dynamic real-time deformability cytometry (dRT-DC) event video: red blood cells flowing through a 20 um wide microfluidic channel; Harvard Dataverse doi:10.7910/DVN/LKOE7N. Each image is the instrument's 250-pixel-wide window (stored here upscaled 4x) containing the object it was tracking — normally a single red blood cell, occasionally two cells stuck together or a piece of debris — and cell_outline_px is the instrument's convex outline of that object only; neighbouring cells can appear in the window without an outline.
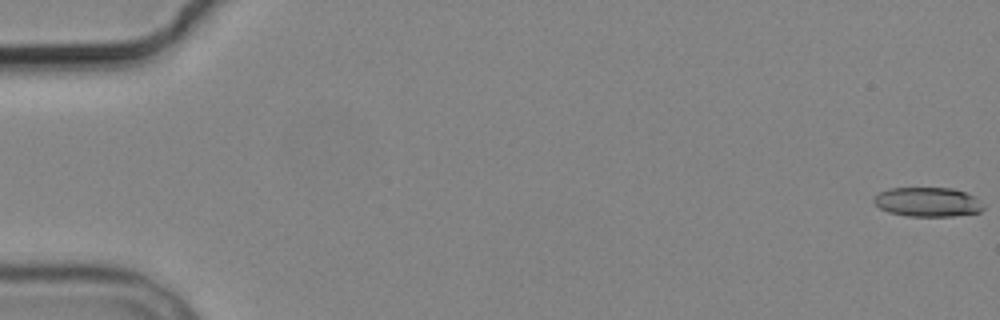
{"species": "common noctule bat (a hibernating species)", "species_latin": "Nyctalus noctula", "temperature_condition": "cold", "stored_images_in_passage": 5, "camera_frame_rate_fps": 3000, "um_per_image_px": 0.085, "animal": {"sex": "male", "body_mass_g": 19.2, "forearm_length_mm": 51.8}, "frame": {"image": 1, "passage_image": 1, "time_ms": 0.0, "image_size_px": [1000, 320], "cell_outline_px": [[984, 208], [980, 212], [952, 216], [908, 216], [888, 212], [880, 208], [872, 200], [880, 192], [888, 188], [952, 188], [976, 196]], "centroid_in_image_um": [78.85, 17.17], "position_along_channel_um": 6.1, "area_um2": 18.67}}
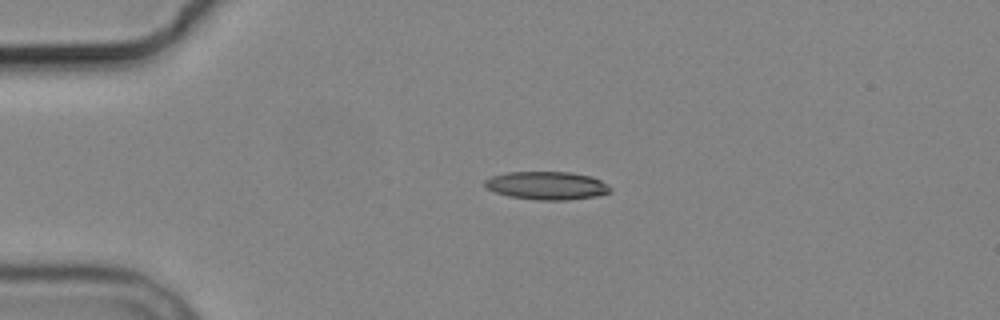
{"frame": {"image": 2, "passage_image": 4, "time_ms": 4.333, "image_size_px": [1000, 320], "cell_outline_px": [[612, 192], [596, 196], [568, 200], [536, 200], [508, 196], [484, 188], [484, 180], [492, 176], [508, 172], [572, 172], [592, 176], [608, 184], [612, 188]], "centroid_in_image_um": [46.5, 15.77], "position_along_channel_um": 38.5, "area_um2": 20.81}}